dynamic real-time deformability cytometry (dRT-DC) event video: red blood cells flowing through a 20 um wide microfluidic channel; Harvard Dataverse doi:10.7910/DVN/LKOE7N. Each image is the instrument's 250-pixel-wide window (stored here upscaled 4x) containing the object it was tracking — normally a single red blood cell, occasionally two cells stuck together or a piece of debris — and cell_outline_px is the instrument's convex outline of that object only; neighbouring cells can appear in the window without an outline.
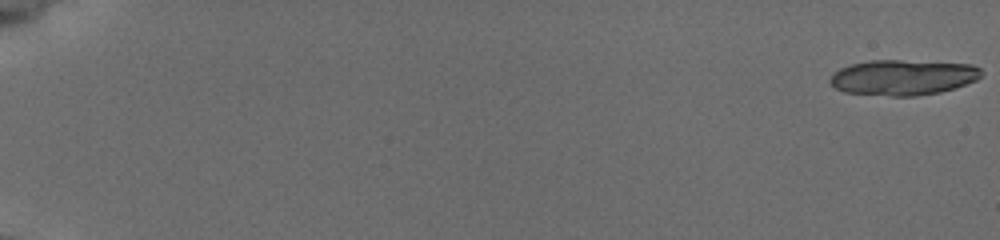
{"species": "common noctule bat (a hibernating species)", "species_latin": "Nyctalus noctula", "temperature_condition": "cold", "stored_images_in_passage": 47, "segment_of_instrument_passage": [1, 2], "camera_frame_rate_fps": 3000, "um_per_image_px": 0.085, "animal": {"sex": "female", "body_mass_g": 19.5, "forearm_length_mm": 54.1}, "frame": {"image": 1, "passage_image": 1, "time_ms": 0.0, "image_size_px": [1000, 240], "cell_outline_px": [[984, 72], [976, 80], [940, 92], [916, 96], [892, 96], [844, 92], [836, 88], [828, 80], [840, 68], [852, 64], [872, 60], [900, 60], [972, 64], [980, 68]], "centroid_in_image_um": [76.77, 6.57], "position_along_channel_um": 8.2, "area_um2": 31.04}}